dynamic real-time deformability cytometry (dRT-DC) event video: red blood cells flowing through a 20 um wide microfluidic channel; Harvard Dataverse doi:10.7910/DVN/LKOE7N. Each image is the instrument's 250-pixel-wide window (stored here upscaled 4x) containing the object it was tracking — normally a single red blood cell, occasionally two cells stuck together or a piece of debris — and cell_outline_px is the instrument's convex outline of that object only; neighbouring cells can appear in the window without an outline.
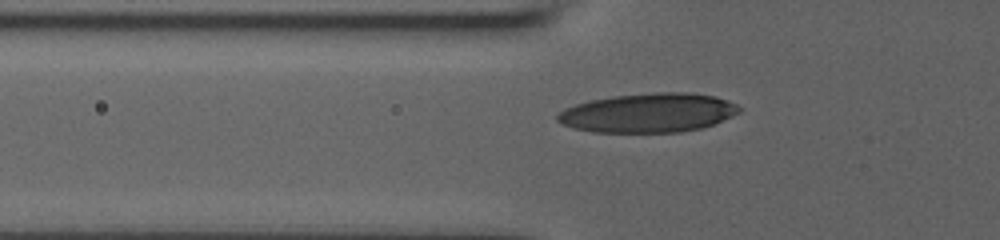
{"species": "human", "species_latin": "Homo sapiens", "temperature_condition": "room temperature", "stored_images_in_passage": 35, "camera_frame_rate_fps": 3000, "um_per_image_px": 0.085, "donor": {"sex": "male"}, "frame": {"image": 1, "passage_image": 6, "time_ms": 1.667, "image_size_px": [1000, 240], "cell_outline_px": [[740, 112], [732, 116], [704, 128], [680, 132], [592, 132], [572, 128], [556, 120], [556, 116], [564, 108], [576, 104], [592, 100], [616, 96], [656, 92], [688, 92], [716, 96], [728, 100], [736, 104], [740, 108]], "centroid_in_image_um": [55.13, 9.59], "position_along_channel_um": 70.7, "area_um2": 41.5}}
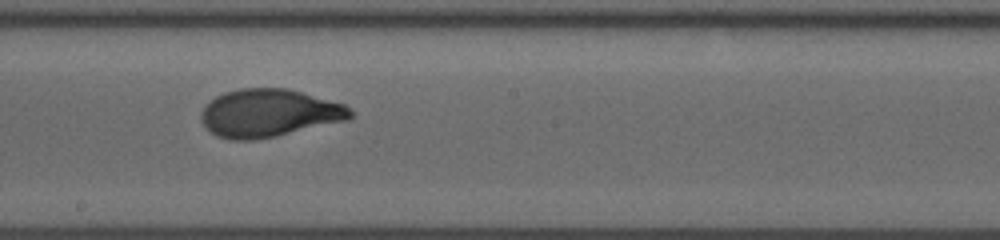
{"frame": {"image": 2, "passage_image": 18, "time_ms": 5.667, "image_size_px": [1000, 240], "cell_outline_px": [[352, 116], [348, 120], [276, 136], [252, 140], [232, 140], [216, 136], [200, 120], [200, 112], [204, 104], [216, 96], [224, 92], [240, 88], [288, 88], [344, 104], [352, 112]], "centroid_in_image_um": [22.83, 9.61], "position_along_channel_um": 225.4, "area_um2": 41.67}}
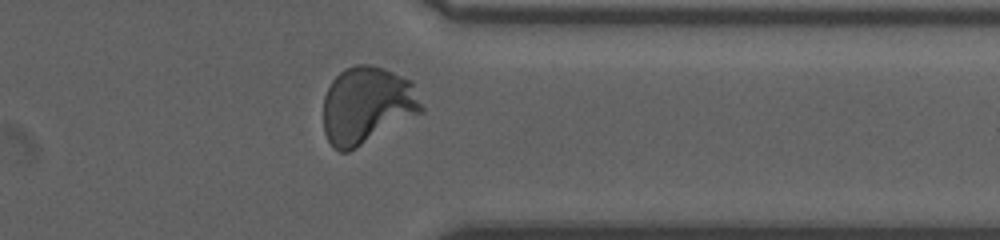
{"frame": {"image": 3, "passage_image": 30, "time_ms": 9.667, "image_size_px": [1000, 240], "cell_outline_px": [[424, 112], [348, 152], [340, 152], [332, 148], [324, 132], [324, 96], [332, 80], [344, 68], [356, 64], [368, 64], [384, 68], [412, 80], [424, 108]], "centroid_in_image_um": [31.21, 8.95], "position_along_channel_um": 380.2, "area_um2": 44.51}, "authors_computed_cell_mechanics": {"area_um2": 41.0958, "velocity_mm_per_s": 3.9259, "shape_relaxation_time_tau1_ms": 4.4255, "shape_relaxation_time_tau2_ms": null, "deformation_change_tau1": 0.2162, "deformation_change_tau2": null}}